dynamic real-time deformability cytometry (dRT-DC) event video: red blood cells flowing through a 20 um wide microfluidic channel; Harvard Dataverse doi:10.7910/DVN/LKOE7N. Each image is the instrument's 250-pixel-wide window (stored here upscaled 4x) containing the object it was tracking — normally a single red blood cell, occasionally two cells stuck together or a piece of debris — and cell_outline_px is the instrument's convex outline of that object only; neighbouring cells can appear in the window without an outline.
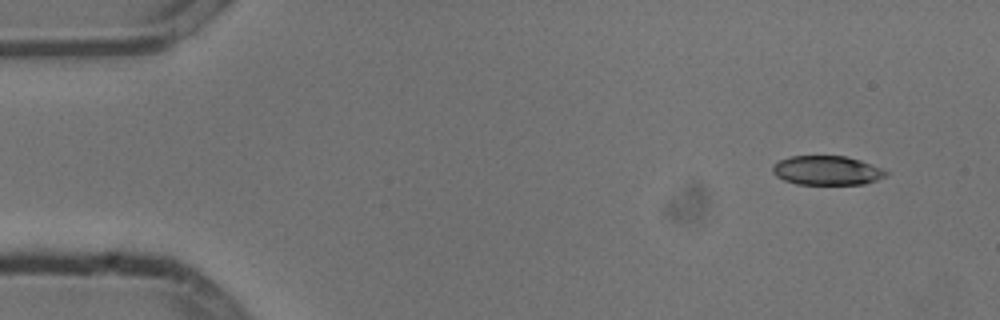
{"species": "common noctule bat (a hibernating species)", "species_latin": "Nyctalus noctula", "temperature_condition": "cold", "stored_images_in_passage": 4, "camera_frame_rate_fps": 3000, "um_per_image_px": 0.085, "animal": {"sex": "male", "body_mass_g": 13.3}, "frame": {"image": 1, "passage_image": 1, "time_ms": 0.0, "image_size_px": [1000, 320], "cell_outline_px": [[888, 176], [864, 184], [796, 184], [784, 180], [776, 176], [772, 172], [772, 164], [780, 160], [792, 156], [844, 156], [860, 160], [880, 168], [888, 172]], "centroid_in_image_um": [70.26, 14.49], "position_along_channel_um": 14.7, "area_um2": 19.25}}
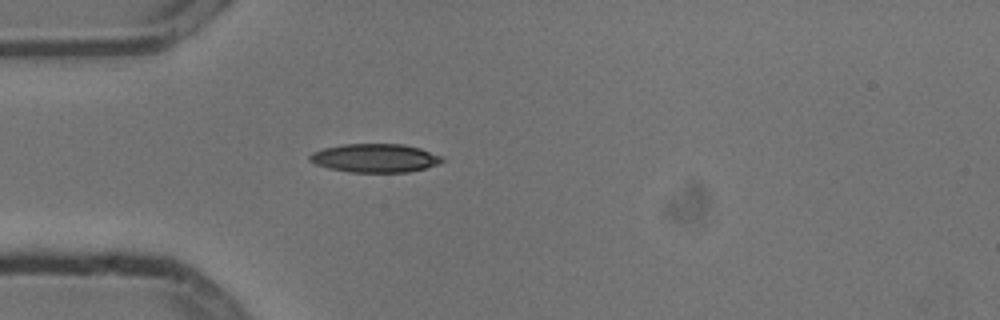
{"frame": {"image": 2, "passage_image": 4, "time_ms": 1.0, "image_size_px": [1000, 320], "cell_outline_px": [[444, 160], [440, 164], [408, 172], [352, 172], [328, 168], [316, 164], [308, 160], [308, 156], [312, 152], [324, 148], [344, 144], [404, 144], [420, 148], [444, 156]], "centroid_in_image_um": [31.9, 13.43], "position_along_channel_um": 53.1, "area_um2": 22.14}}